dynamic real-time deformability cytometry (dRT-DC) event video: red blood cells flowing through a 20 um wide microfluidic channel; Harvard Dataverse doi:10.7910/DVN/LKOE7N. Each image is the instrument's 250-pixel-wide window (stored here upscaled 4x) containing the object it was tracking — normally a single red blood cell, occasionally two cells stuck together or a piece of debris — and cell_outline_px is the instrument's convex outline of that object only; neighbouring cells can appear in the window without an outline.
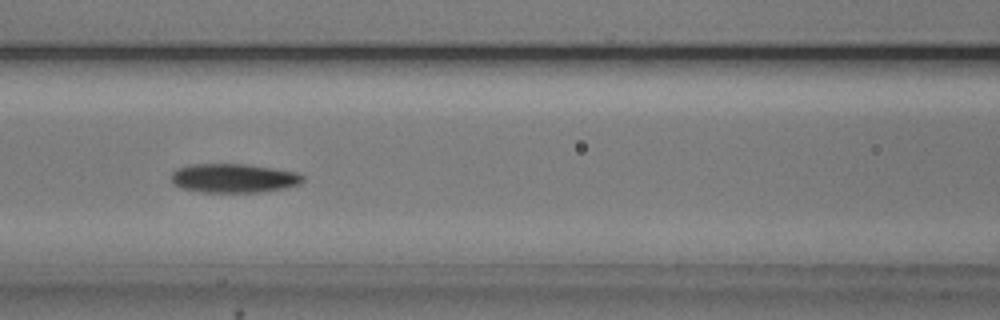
{"species": "common noctule bat (a hibernating species)", "species_latin": "Nyctalus noctula", "temperature_condition": "cold", "stored_images_in_passage": 46, "camera_frame_rate_fps": 3000, "um_per_image_px": 0.085, "animal": {"sex": "male", "body_mass_g": 20.5, "forearm_length_mm": 52.5}, "frame": {"image": 1, "passage_image": 20, "time_ms": 6.333, "image_size_px": [1000, 320], "cell_outline_px": [[304, 180], [300, 184], [284, 188], [264, 192], [200, 192], [184, 188], [172, 184], [172, 172], [176, 168], [188, 164], [248, 164], [296, 172], [304, 176]], "centroid_in_image_um": [19.86, 15.14], "position_along_channel_um": 146.7, "area_um2": 22.37}}
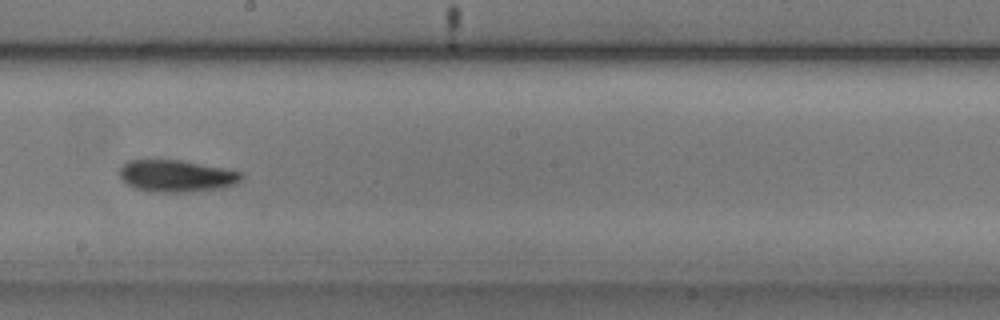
{"frame": {"image": 2, "passage_image": 27, "time_ms": 8.667, "image_size_px": [1000, 320], "cell_outline_px": [[244, 176], [236, 184], [220, 188], [192, 192], [156, 192], [132, 188], [120, 176], [120, 168], [128, 160], [180, 160], [240, 172]], "centroid_in_image_um": [14.98, 14.97], "position_along_channel_um": 233.2, "area_um2": 22.43}, "authors_computed_cell_mechanics": {"area_um2": 21.2704, "velocity_mm_per_s": 3.7132, "shape_relaxation_time_tau1_ms": 3.1032, "shape_relaxation_time_tau2_ms": 9.5152, "deformation_change_tau1": 0.1225, "deformation_change_tau2": 0.1788}}